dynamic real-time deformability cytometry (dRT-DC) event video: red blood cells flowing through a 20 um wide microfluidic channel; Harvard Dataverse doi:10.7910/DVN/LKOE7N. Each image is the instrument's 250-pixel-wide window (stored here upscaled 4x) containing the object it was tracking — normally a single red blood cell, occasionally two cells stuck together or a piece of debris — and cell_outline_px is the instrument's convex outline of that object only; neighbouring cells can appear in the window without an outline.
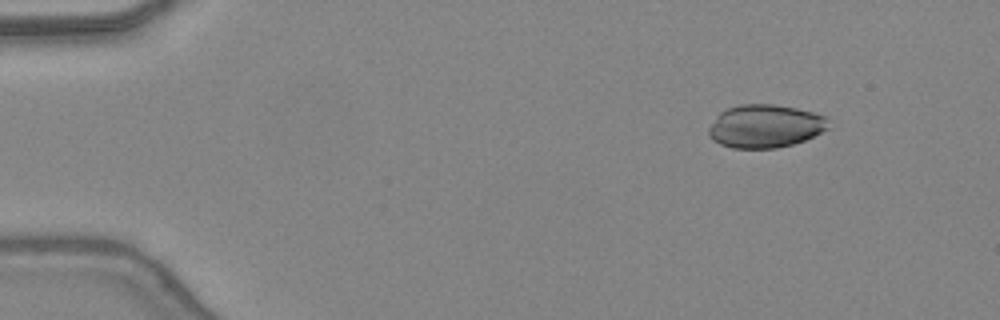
{"species": "common noctule bat (a hibernating species)", "species_latin": "Nyctalus noctula", "temperature_condition": "warm", "stored_images_in_passage": 44, "camera_frame_rate_fps": 3000, "um_per_image_px": 0.085, "animal": {"sex": "female", "body_mass_g": 24.6, "forearm_length_mm": 56.2}, "frame": {"image": 1, "passage_image": 4, "time_ms": 1.0, "image_size_px": [1000, 320], "cell_outline_px": [[828, 128], [804, 140], [792, 144], [776, 148], [732, 148], [720, 144], [712, 140], [708, 136], [708, 128], [716, 116], [720, 112], [728, 108], [740, 104], [772, 104], [796, 108], [828, 116]], "centroid_in_image_um": [65.01, 10.72], "position_along_channel_um": 20.0, "area_um2": 30.11}}
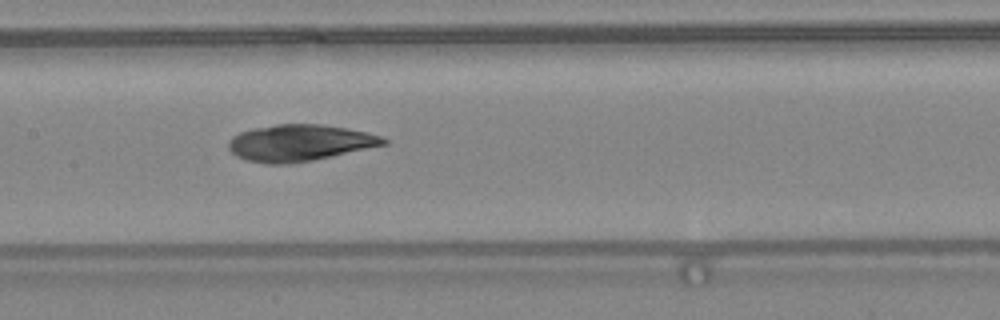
{"frame": {"image": 2, "passage_image": 22, "time_ms": 7.0, "image_size_px": [1000, 320], "cell_outline_px": [[388, 144], [332, 156], [312, 160], [284, 164], [268, 164], [244, 160], [236, 156], [228, 148], [228, 140], [232, 136], [240, 132], [252, 128], [276, 124], [324, 124], [348, 128], [368, 132], [380, 136], [388, 140]], "centroid_in_image_um": [25.45, 12.13], "position_along_channel_um": 181.9, "area_um2": 33.18}}
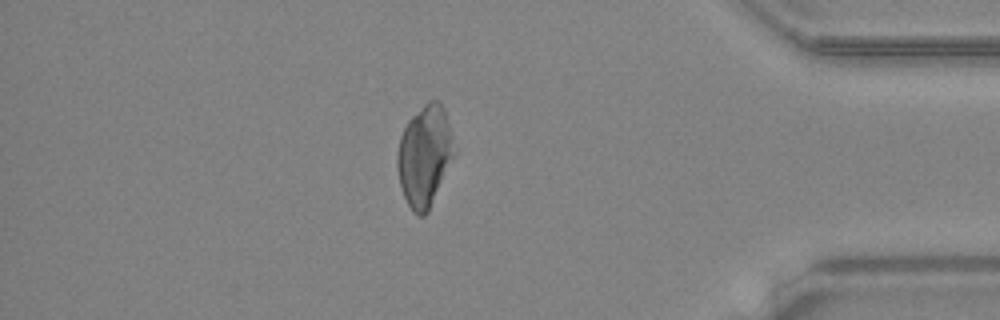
{"frame": {"image": 3, "passage_image": 39, "time_ms": 12.667, "image_size_px": [1000, 320], "cell_outline_px": [[456, 152], [428, 212], [424, 216], [420, 216], [412, 212], [404, 196], [400, 184], [396, 168], [396, 156], [400, 136], [408, 120], [428, 100], [440, 100], [444, 108], [452, 136]], "centroid_in_image_um": [36.08, 13.24], "position_along_channel_um": 399.1, "area_um2": 33.58}}